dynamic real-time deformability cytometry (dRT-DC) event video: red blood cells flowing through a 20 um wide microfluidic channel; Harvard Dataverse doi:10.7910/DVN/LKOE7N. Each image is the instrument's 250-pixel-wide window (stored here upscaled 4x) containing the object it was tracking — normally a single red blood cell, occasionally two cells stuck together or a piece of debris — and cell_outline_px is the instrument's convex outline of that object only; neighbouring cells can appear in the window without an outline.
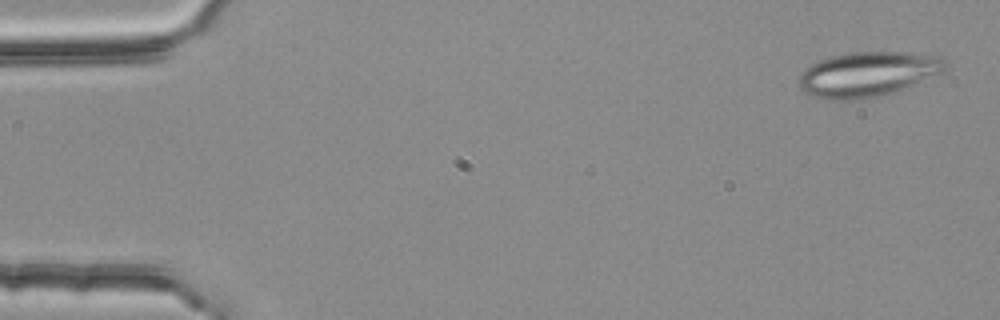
{"species": "common noctule bat (a hibernating species)", "species_latin": "Nyctalus noctula", "temperature_condition": "room temperature", "stored_images_in_passage": 54, "camera_frame_rate_fps": 3000, "um_per_image_px": 0.085, "animal": {"sex": "female", "body_mass_g": 25.1}, "frame": {"image": 1, "passage_image": 2, "time_ms": 0.333, "image_size_px": [1000, 320], "cell_outline_px": [[948, 64], [940, 72], [912, 84], [892, 92], [876, 96], [856, 100], [824, 100], [812, 96], [804, 92], [800, 88], [796, 80], [800, 72], [804, 68], [820, 60], [832, 56], [848, 52], [912, 52], [936, 56], [944, 60]], "centroid_in_image_um": [73.64, 6.3], "position_along_channel_um": 11.4, "area_um2": 38.09}}
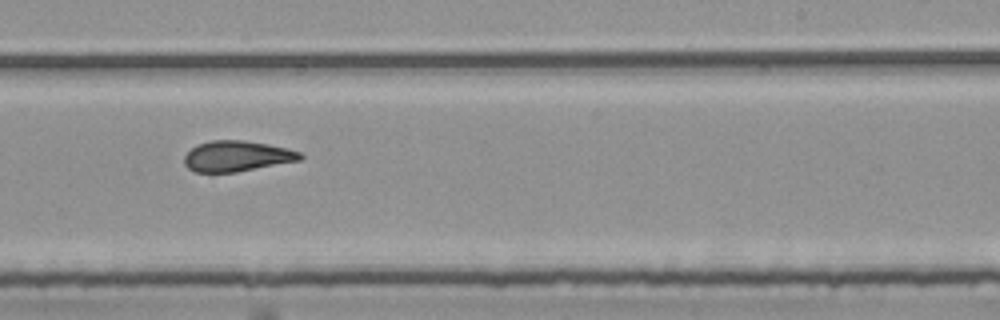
{"frame": {"image": 2, "passage_image": 33, "time_ms": 10.667, "image_size_px": [1000, 320], "cell_outline_px": [[304, 156], [300, 160], [236, 172], [196, 172], [188, 168], [184, 164], [184, 156], [196, 144], [208, 140], [244, 140], [268, 144], [288, 148], [300, 152]], "centroid_in_image_um": [20.12, 13.26], "position_along_channel_um": 268.9, "area_um2": 20.75}}
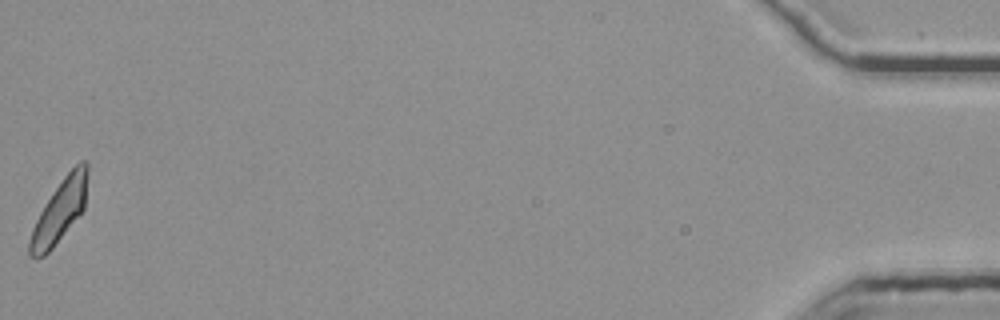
{"frame": {"image": 3, "passage_image": 54, "time_ms": 17.667, "image_size_px": [1000, 320], "cell_outline_px": [[88, 172], [84, 208], [52, 248], [44, 256], [28, 256], [28, 240], [32, 228], [44, 204], [64, 176], [80, 160], [84, 160], [88, 164]], "centroid_in_image_um": [5.05, 17.91], "position_along_channel_um": 430.1, "area_um2": 20.69}, "authors_computed_cell_mechanics": {"area_um2": 21.2993, "velocity_mm_per_s": 3.7554, "shape_relaxation_time_tau1_ms": null, "shape_relaxation_time_tau2_ms": 2.4272, "deformation_change_tau1": null, "deformation_change_tau2": 0.1101}}